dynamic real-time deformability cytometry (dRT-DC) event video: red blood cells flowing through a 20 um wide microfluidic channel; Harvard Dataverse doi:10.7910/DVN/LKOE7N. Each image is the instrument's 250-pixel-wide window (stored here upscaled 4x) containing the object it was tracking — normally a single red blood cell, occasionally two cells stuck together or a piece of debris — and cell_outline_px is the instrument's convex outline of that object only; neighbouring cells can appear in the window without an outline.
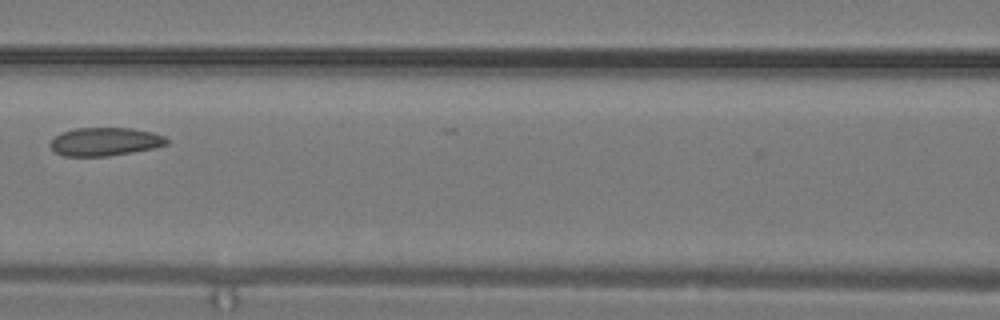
{"species": "common noctule bat (a hibernating species)", "species_latin": "Nyctalus noctula", "temperature_condition": "warm", "stored_images_in_passage": 7, "segment_of_instrument_passage": [1, 2], "camera_frame_rate_fps": 3000, "um_per_image_px": 0.085, "animal": {"sex": "male", "body_mass_g": 19.2, "forearm_length_mm": 51.8}, "frame": {"image": 1, "passage_image": 6, "time_ms": 1.667, "image_size_px": [1000, 320], "cell_outline_px": [[168, 144], [152, 148], [132, 152], [108, 156], [64, 156], [56, 152], [48, 144], [60, 132], [76, 128], [132, 128], [152, 132], [164, 136], [168, 140]], "centroid_in_image_um": [8.91, 12.03], "position_along_channel_um": 157.7, "area_um2": 19.13}}